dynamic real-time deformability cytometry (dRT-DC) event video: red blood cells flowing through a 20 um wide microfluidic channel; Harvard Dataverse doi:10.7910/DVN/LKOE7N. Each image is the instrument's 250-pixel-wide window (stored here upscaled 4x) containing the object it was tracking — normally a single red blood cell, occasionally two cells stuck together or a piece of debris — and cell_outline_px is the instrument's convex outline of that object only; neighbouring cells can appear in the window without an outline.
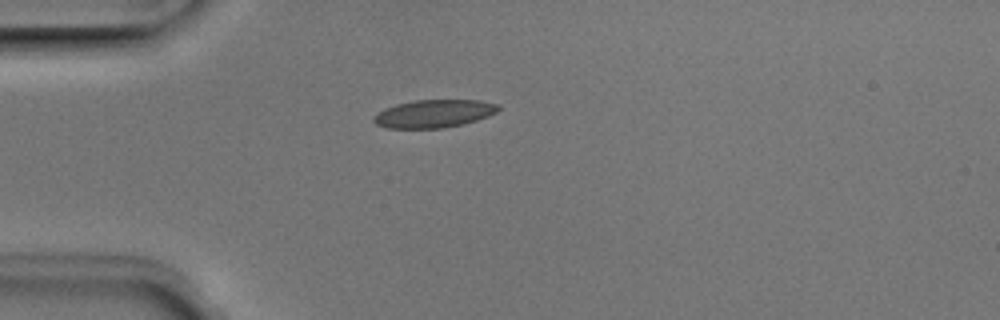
{"species": "Egyptian fruit bat (a non-hibernating species)", "species_latin": "Rousettus aegyptiacus", "temperature_condition": "room temperature", "stored_images_in_passage": 38, "camera_frame_rate_fps": 3000, "um_per_image_px": 0.085, "animal": {"sex": "male"}, "frame": {"image": 1, "passage_image": 1, "time_ms": 0.0, "image_size_px": [1000, 320], "cell_outline_px": [[500, 108], [496, 112], [488, 116], [476, 120], [444, 128], [388, 128], [376, 124], [372, 120], [372, 116], [384, 108], [396, 104], [416, 100], [480, 100], [496, 104]], "centroid_in_image_um": [36.84, 9.66], "position_along_channel_um": 48.2, "area_um2": 20.17}}
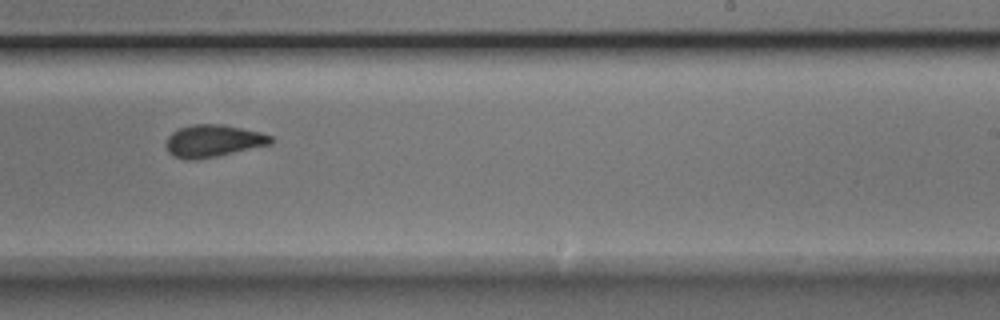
{"frame": {"image": 2, "passage_image": 19, "time_ms": 6.0, "image_size_px": [1000, 320], "cell_outline_px": [[276, 140], [272, 144], [216, 156], [192, 160], [188, 160], [176, 156], [168, 152], [164, 144], [168, 136], [172, 132], [180, 128], [192, 124], [224, 124], [260, 132], [272, 136]], "centroid_in_image_um": [18.14, 11.96], "position_along_channel_um": 270.9, "area_um2": 19.77}}
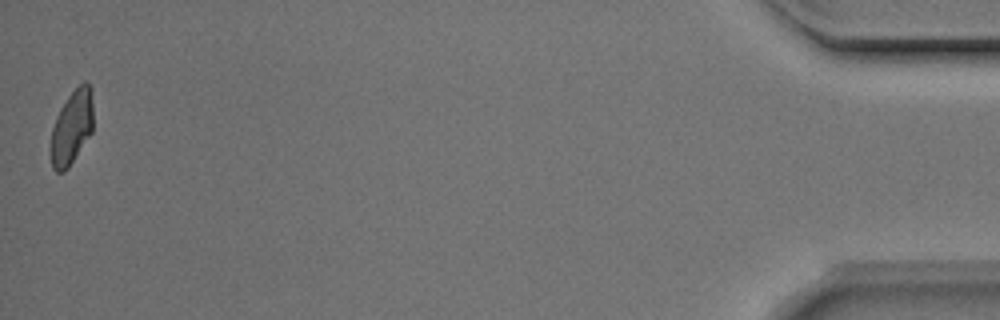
{"frame": {"image": 3, "passage_image": 38, "time_ms": 12.333, "image_size_px": [1000, 320], "cell_outline_px": [[92, 132], [68, 168], [64, 172], [56, 172], [52, 168], [52, 128], [56, 116], [60, 108], [68, 96], [84, 80], [92, 88]], "centroid_in_image_um": [6.11, 10.81], "position_along_channel_um": 429.1, "area_um2": 18.09}, "authors_computed_cell_mechanics": {"area_um2": 19.5075, "velocity_mm_per_s": 3.9591, "shape_relaxation_time_tau1_ms": 4.3202, "shape_relaxation_time_tau2_ms": 1.3933, "deformation_change_tau1": 0.1574, "deformation_change_tau2": 0.0763}}